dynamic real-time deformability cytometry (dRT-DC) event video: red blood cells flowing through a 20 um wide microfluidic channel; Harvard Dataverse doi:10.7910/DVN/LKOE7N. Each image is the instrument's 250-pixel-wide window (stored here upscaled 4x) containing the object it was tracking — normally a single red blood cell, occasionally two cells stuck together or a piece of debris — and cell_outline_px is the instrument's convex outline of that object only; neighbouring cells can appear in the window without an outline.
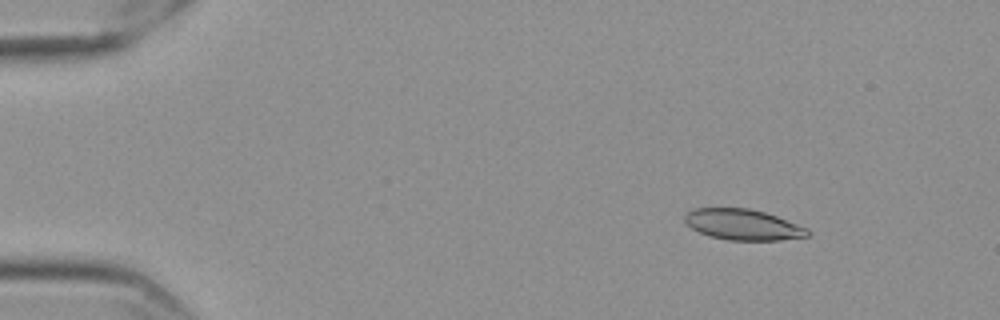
{"species": "Egyptian fruit bat (a non-hibernating species)", "species_latin": "Rousettus aegyptiacus", "temperature_condition": "cold", "stored_images_in_passage": 13, "camera_frame_rate_fps": 3000, "um_per_image_px": 0.085, "frame": {"image": 1, "passage_image": 2, "time_ms": 0.333, "image_size_px": [1000, 320], "cell_outline_px": [[812, 232], [808, 236], [780, 240], [728, 240], [708, 236], [684, 224], [684, 216], [692, 208], [748, 208], [764, 212], [776, 216], [808, 228]], "centroid_in_image_um": [63.13, 19.09], "position_along_channel_um": 21.9, "area_um2": 22.14}}